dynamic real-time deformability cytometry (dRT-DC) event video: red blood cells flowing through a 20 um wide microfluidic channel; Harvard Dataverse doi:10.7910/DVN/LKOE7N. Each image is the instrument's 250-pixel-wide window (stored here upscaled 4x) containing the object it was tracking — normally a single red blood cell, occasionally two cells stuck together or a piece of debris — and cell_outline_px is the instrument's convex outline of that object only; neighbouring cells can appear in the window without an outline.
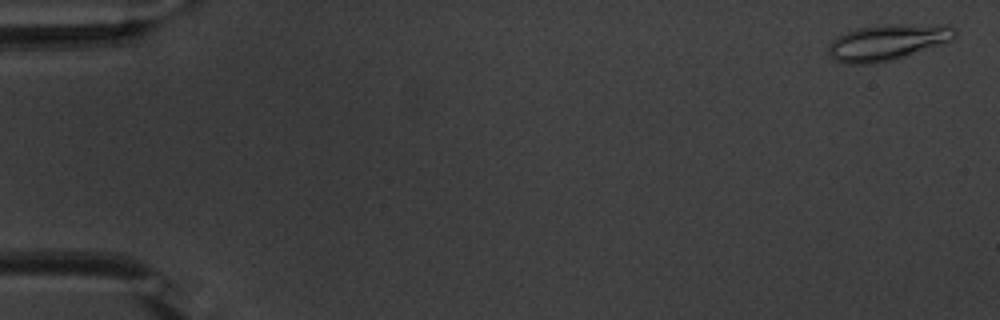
{"species": "common noctule bat (a hibernating species)", "species_latin": "Nyctalus noctula", "temperature_condition": "warm", "stored_images_in_passage": 9, "camera_frame_rate_fps": 3000, "um_per_image_px": 0.085, "animal": {"sex": "male", "body_mass_g": 20.1, "forearm_length_mm": 53.5}, "frame": {"image": 1, "passage_image": 2, "time_ms": 0.333, "image_size_px": [1000, 320], "cell_outline_px": [[956, 36], [952, 40], [904, 56], [872, 64], [848, 64], [836, 60], [828, 52], [828, 48], [832, 40], [836, 36], [856, 28], [884, 24], [948, 24], [956, 28]], "centroid_in_image_um": [75.45, 3.56], "position_along_channel_um": 9.5, "area_um2": 26.47}}